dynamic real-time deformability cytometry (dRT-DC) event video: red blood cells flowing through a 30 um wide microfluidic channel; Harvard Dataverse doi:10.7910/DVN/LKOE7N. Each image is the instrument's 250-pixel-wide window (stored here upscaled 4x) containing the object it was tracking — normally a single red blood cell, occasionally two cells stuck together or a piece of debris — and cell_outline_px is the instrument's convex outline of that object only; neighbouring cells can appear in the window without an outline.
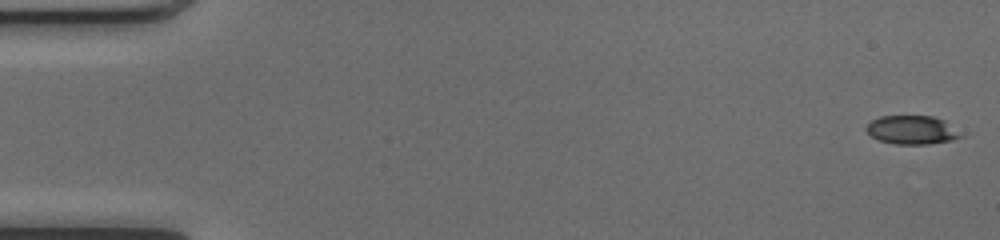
{"species": "common noctule bat (a hibernating species)", "species_latin": "Nyctalus noctula", "temperature_condition": "cold", "stored_images_in_passage": 18, "camera_frame_rate_fps": 3000, "um_per_image_px": 0.085, "animal": {"sex": "female", "body_mass_g": 17.0, "forearm_length_mm": 48.0}, "frame": {"image": 1, "passage_image": 1, "time_ms": 0.0, "image_size_px": [1000, 240], "cell_outline_px": [[964, 136], [952, 140], [928, 144], [896, 144], [880, 140], [872, 136], [864, 128], [872, 120], [880, 116], [932, 116], [944, 120]], "centroid_in_image_um": [77.51, 11.04], "position_along_channel_um": 7.5, "area_um2": 15.61}}
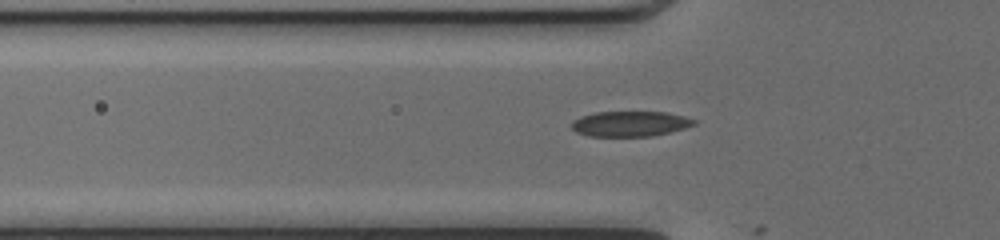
{"frame": {"image": 2, "passage_image": 17, "time_ms": 5.333, "image_size_px": [1000, 240], "cell_outline_px": [[696, 124], [684, 128], [652, 136], [588, 136], [576, 132], [572, 128], [572, 120], [580, 116], [592, 112], [668, 112], [684, 116], [696, 120]], "centroid_in_image_um": [53.53, 10.51], "position_along_channel_um": 72.3, "area_um2": 18.09}}